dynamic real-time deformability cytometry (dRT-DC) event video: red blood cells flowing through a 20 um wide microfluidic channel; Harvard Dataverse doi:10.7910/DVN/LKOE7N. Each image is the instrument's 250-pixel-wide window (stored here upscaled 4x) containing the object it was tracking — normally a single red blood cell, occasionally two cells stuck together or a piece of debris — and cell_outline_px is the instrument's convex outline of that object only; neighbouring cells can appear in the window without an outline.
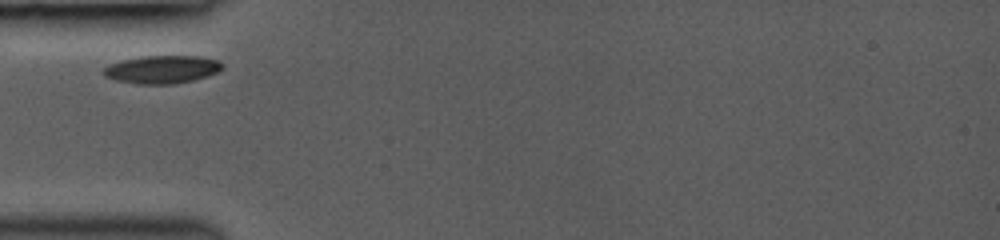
{"species": "common noctule bat (a hibernating species)", "species_latin": "Nyctalus noctula", "temperature_condition": "room temperature", "stored_images_in_passage": 4, "camera_frame_rate_fps": 3000, "um_per_image_px": 0.085, "animal": {"sex": "female", "body_mass_g": 19.0, "forearm_length_mm": 53.3}, "frame": {"image": 1, "passage_image": 1, "time_ms": 0.0, "image_size_px": [1000, 240], "cell_outline_px": [[224, 68], [220, 72], [208, 76], [192, 80], [172, 84], [136, 84], [116, 80], [104, 76], [100, 72], [104, 68], [120, 60], [140, 56], [200, 56], [220, 60], [224, 64]], "centroid_in_image_um": [13.81, 5.89], "position_along_channel_um": 71.2, "area_um2": 19.65}}
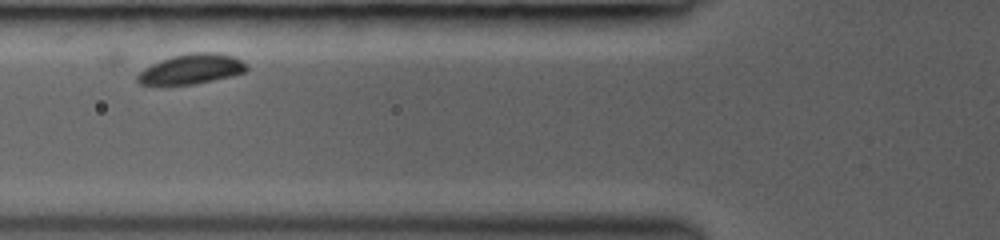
{"frame": {"image": 2, "passage_image": 3, "time_ms": 1.0, "image_size_px": [1000, 240], "cell_outline_px": [[248, 68], [244, 72], [196, 84], [164, 88], [140, 84], [136, 80], [136, 76], [144, 68], [160, 60], [172, 56], [192, 52], [216, 52], [232, 56], [248, 64]], "centroid_in_image_um": [16.18, 5.91], "position_along_channel_um": 109.6, "area_um2": 19.65}}